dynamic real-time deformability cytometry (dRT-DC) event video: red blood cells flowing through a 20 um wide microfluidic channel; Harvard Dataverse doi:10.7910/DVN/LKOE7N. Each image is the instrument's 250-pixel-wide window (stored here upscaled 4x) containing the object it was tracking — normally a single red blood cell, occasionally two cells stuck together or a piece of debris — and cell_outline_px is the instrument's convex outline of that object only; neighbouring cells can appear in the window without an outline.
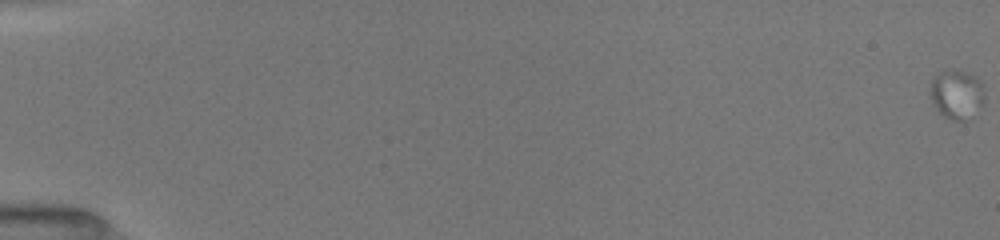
{"species": "common noctule bat (a hibernating species)", "species_latin": "Nyctalus noctula", "temperature_condition": "room temperature", "stored_images_in_passage": 14, "camera_frame_rate_fps": 3000, "um_per_image_px": 0.085, "animal": {"sex": "female", "body_mass_g": 19.5, "forearm_length_mm": 54.1}, "frame": {"image": 1, "passage_image": 1, "time_ms": 0.0, "image_size_px": [1000, 240], "cell_outline_px": [[984, 100], [968, 120], [952, 120], [944, 116], [932, 104], [928, 88], [932, 80], [940, 72], [964, 72], [976, 76], [980, 84], [984, 96]], "centroid_in_image_um": [81.27, 8.05], "position_along_channel_um": 3.7, "area_um2": 15.09}}
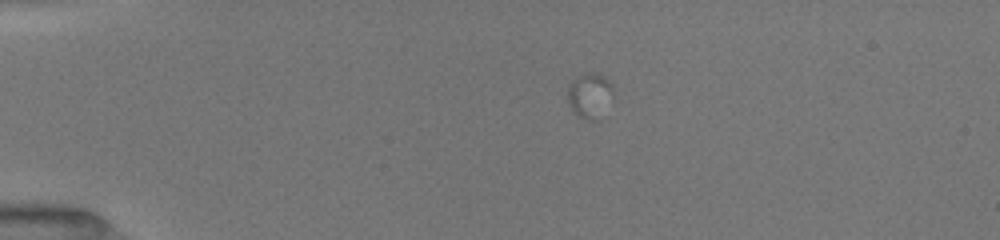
{"frame": {"image": 2, "passage_image": 14, "time_ms": 4.333, "image_size_px": [1000, 240], "cell_outline_px": [[612, 92], [596, 120], [588, 120], [576, 116], [572, 112], [568, 104], [568, 84], [576, 76], [588, 72], [592, 72], [604, 76], [612, 84]], "centroid_in_image_um": [50.04, 8.08], "position_along_channel_um": 35.0, "area_um2": 11.68}}